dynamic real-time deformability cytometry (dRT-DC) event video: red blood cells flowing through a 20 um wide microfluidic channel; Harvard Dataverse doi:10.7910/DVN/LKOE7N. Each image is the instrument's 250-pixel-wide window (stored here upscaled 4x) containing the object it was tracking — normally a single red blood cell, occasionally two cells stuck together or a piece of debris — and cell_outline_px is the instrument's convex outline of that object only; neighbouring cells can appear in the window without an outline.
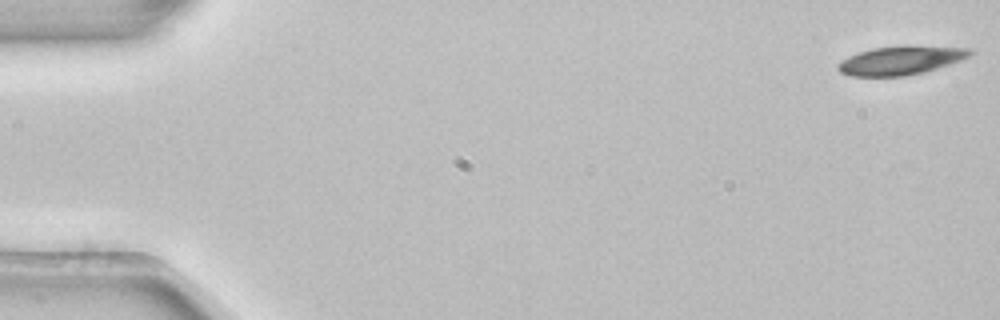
{"species": "common noctule bat (a hibernating species)", "species_latin": "Nyctalus noctula", "temperature_condition": "room temperature", "stored_images_in_passage": 51, "camera_frame_rate_fps": 3000, "um_per_image_px": 0.085, "animal": {"sex": "female", "body_mass_g": 22.7, "forearm_length_mm": 54.2}, "frame": {"image": 1, "passage_image": 1, "time_ms": 0.0, "image_size_px": [1000, 320], "cell_outline_px": [[972, 52], [968, 56], [960, 60], [924, 72], [904, 76], [852, 76], [840, 72], [836, 68], [836, 64], [848, 56], [872, 48], [904, 44], [908, 44], [968, 48]], "centroid_in_image_um": [76.52, 5.11], "position_along_channel_um": 8.5, "area_um2": 22.25}}
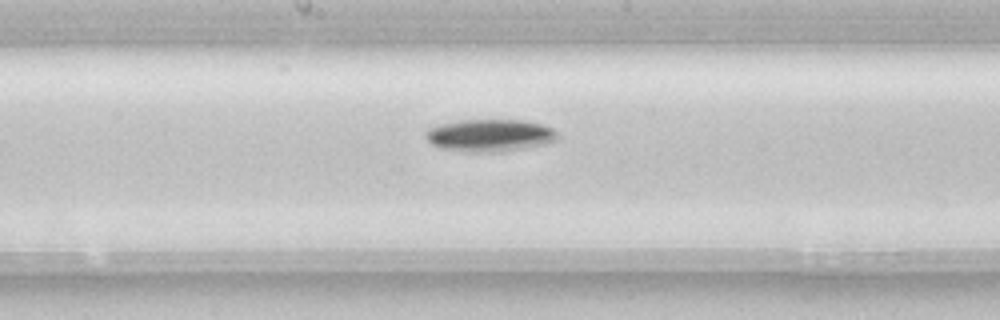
{"frame": {"image": 2, "passage_image": 28, "time_ms": 9.0, "image_size_px": [1000, 320], "cell_outline_px": [[560, 136], [556, 140], [548, 144], [500, 152], [468, 152], [440, 148], [432, 144], [424, 136], [424, 132], [428, 128], [440, 124], [460, 120], [520, 120], [540, 124], [552, 128], [560, 132]], "centroid_in_image_um": [41.65, 11.51], "position_along_channel_um": 206.6, "area_um2": 25.14}}
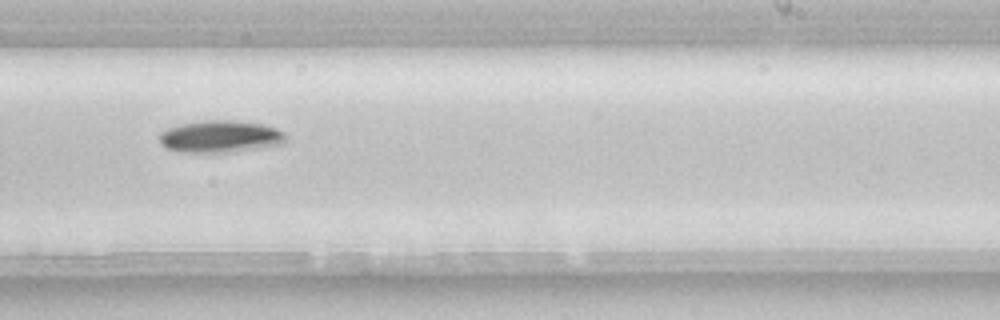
{"frame": {"image": 3, "passage_image": 33, "time_ms": 10.667, "image_size_px": [1000, 320], "cell_outline_px": [[288, 140], [284, 144], [236, 152], [184, 152], [164, 148], [160, 144], [160, 132], [168, 128], [180, 124], [204, 120], [232, 120], [264, 124], [276, 128], [284, 132], [288, 136]], "centroid_in_image_um": [18.78, 11.61], "position_along_channel_um": 270.2, "area_um2": 24.04}, "authors_computed_cell_mechanics": {"area_um2": 23.0622, "velocity_mm_per_s": 3.8568, "shape_relaxation_time_tau1_ms": 2.1489, "shape_relaxation_time_tau2_ms": null, "deformation_change_tau1": 0.0811, "deformation_change_tau2": null}}